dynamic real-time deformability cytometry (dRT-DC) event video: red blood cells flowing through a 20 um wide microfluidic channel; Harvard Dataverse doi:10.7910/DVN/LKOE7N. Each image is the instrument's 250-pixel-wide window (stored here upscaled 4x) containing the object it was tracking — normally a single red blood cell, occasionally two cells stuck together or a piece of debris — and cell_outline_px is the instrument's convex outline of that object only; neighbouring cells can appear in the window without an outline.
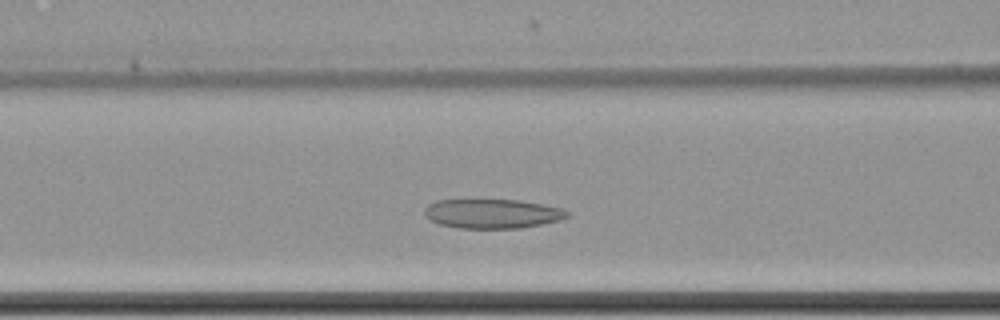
{"species": "common noctule bat (a hibernating species)", "species_latin": "Nyctalus noctula", "temperature_condition": "cold", "stored_images_in_passage": 44, "camera_frame_rate_fps": 3000, "um_per_image_px": 0.085, "animal": {"sex": "female", "body_mass_g": 22.7, "forearm_length_mm": 54.2}, "frame": {"image": 1, "passage_image": 14, "time_ms": 4.333, "image_size_px": [1000, 320], "cell_outline_px": [[568, 216], [560, 220], [520, 228], [460, 228], [440, 224], [424, 216], [424, 212], [428, 204], [436, 200], [520, 200], [560, 208], [568, 212]], "centroid_in_image_um": [41.82, 18.16], "position_along_channel_um": 124.8, "area_um2": 24.1}}
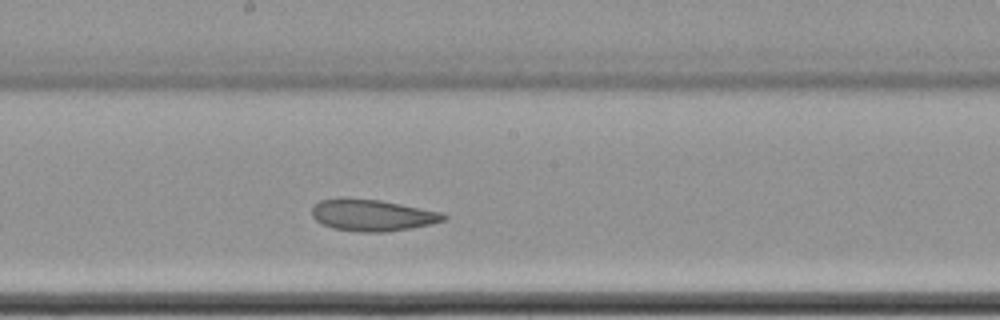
{"frame": {"image": 2, "passage_image": 22, "time_ms": 7.0, "image_size_px": [1000, 320], "cell_outline_px": [[448, 216], [444, 220], [432, 224], [412, 228], [388, 232], [356, 232], [332, 228], [316, 220], [312, 216], [312, 208], [320, 200], [380, 200], [444, 212]], "centroid_in_image_um": [31.73, 18.33], "position_along_channel_um": 216.5, "area_um2": 23.87}}
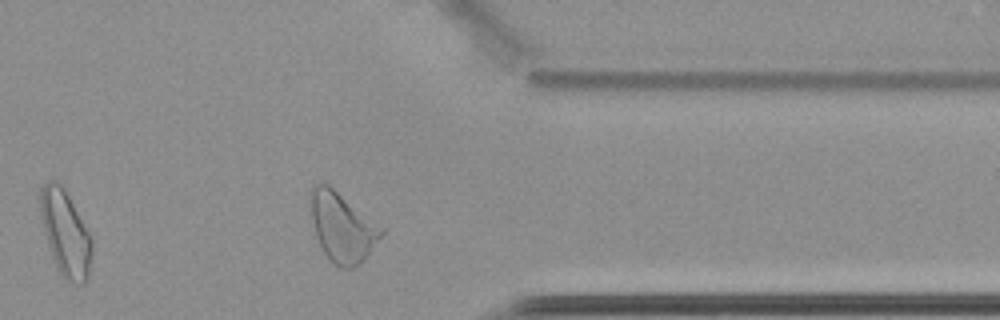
{"frame": {"image": 3, "passage_image": 37, "time_ms": 12.0, "image_size_px": [1000, 320], "cell_outline_px": [[384, 232], [368, 252], [352, 268], [340, 268], [324, 252], [316, 236], [308, 204], [312, 184], [328, 184], [384, 228]], "centroid_in_image_um": [29.04, 19.25], "position_along_channel_um": 382.4, "area_um2": 27.92}, "authors_computed_cell_mechanics": {"area_um2": 25.8366, "velocity_mm_per_s": 3.4477, "shape_relaxation_time_tau1_ms": null, "shape_relaxation_time_tau2_ms": 7.6503, "deformation_change_tau1": null, "deformation_change_tau2": 0.148}}